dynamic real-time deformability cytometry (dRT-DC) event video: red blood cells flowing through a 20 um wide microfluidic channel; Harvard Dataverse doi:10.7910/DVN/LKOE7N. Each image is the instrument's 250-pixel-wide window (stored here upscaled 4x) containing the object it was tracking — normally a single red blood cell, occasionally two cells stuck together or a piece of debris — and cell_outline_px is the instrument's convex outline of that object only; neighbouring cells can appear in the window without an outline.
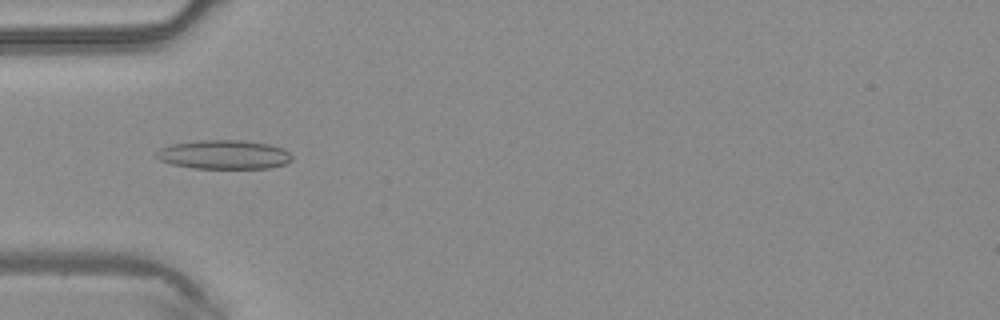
{"species": "common noctule bat (a hibernating species)", "species_latin": "Nyctalus noctula", "temperature_condition": "warm", "stored_images_in_passage": 45, "camera_frame_rate_fps": 3000, "um_per_image_px": 0.085, "animal": {"sex": "male", "body_mass_g": 20.4}, "frame": {"image": 1, "passage_image": 13, "time_ms": 4.0, "image_size_px": [1000, 320], "cell_outline_px": [[292, 160], [284, 164], [268, 168], [192, 168], [172, 164], [160, 160], [156, 156], [156, 152], [160, 148], [172, 144], [200, 140], [240, 140], [268, 144], [280, 148], [288, 152], [292, 156]], "centroid_in_image_um": [19.01, 13.14], "position_along_channel_um": 66.0, "area_um2": 22.72}}
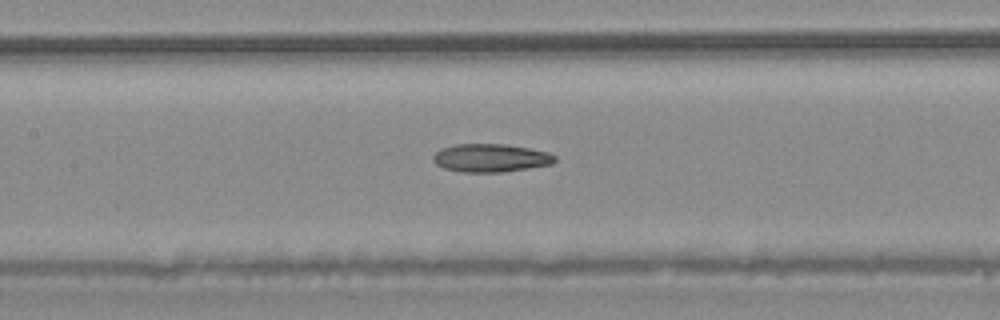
{"frame": {"image": 2, "passage_image": 20, "time_ms": 6.333, "image_size_px": [1000, 320], "cell_outline_px": [[556, 160], [552, 164], [504, 172], [460, 172], [444, 168], [436, 164], [432, 160], [432, 156], [440, 148], [456, 144], [504, 144], [528, 148], [548, 152], [556, 156]], "centroid_in_image_um": [41.68, 13.42], "position_along_channel_um": 165.7, "area_um2": 20.06}}
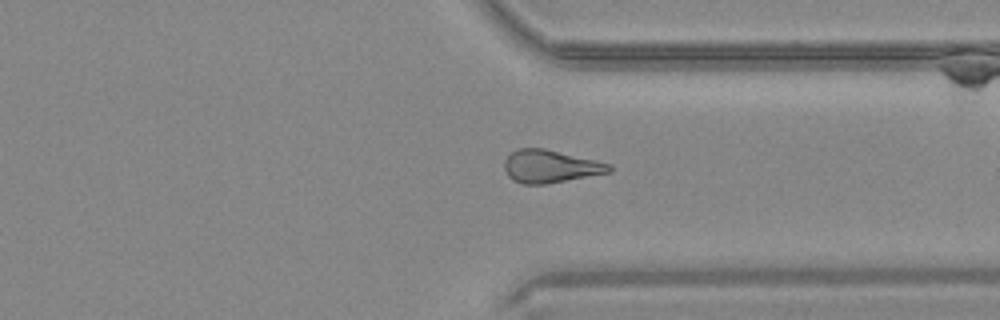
{"frame": {"image": 3, "passage_image": 34, "time_ms": 11.0, "image_size_px": [1000, 320], "cell_outline_px": [[612, 172], [544, 184], [520, 184], [512, 180], [508, 176], [504, 168], [504, 160], [516, 148], [544, 148], [612, 164]], "centroid_in_image_um": [46.76, 14.14], "position_along_channel_um": 364.6, "area_um2": 20.06}, "authors_computed_cell_mechanics": {"area_um2": 20.0566, "velocity_mm_per_s": 4.2638, "shape_relaxation_time_tau1_ms": null, "shape_relaxation_time_tau2_ms": 4.1239, "deformation_change_tau1": null, "deformation_change_tau2": 0.1588}}